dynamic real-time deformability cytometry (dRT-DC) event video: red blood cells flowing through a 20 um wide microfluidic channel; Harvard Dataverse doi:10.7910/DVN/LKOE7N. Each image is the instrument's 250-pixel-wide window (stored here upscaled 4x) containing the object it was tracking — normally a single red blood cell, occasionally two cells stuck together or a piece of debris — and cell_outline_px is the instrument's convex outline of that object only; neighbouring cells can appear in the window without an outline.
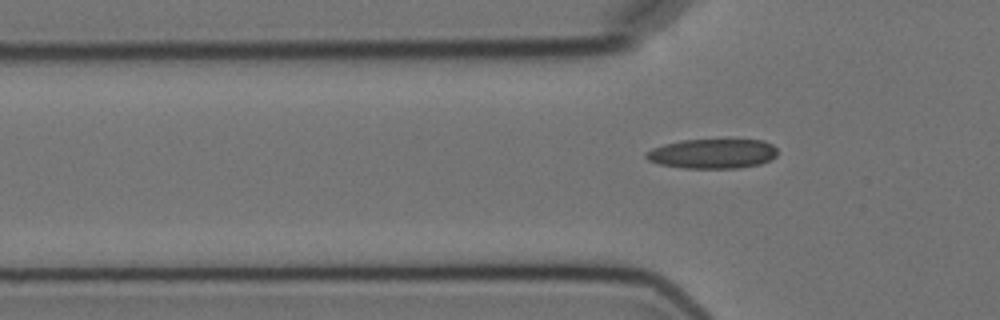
{"species": "Egyptian fruit bat (a non-hibernating species)", "species_latin": "Rousettus aegyptiacus", "temperature_condition": "cold", "stored_images_in_passage": 6, "segment_of_instrument_passage": [2, 2], "camera_frame_rate_fps": 3000, "um_per_image_px": 0.085, "animal": {"sex": "female"}, "frame": {"image": 1, "passage_image": 6, "time_ms": 5.667, "image_size_px": [1000, 320], "cell_outline_px": [[776, 156], [772, 160], [760, 164], [740, 168], [684, 168], [660, 164], [648, 160], [644, 156], [644, 152], [652, 148], [664, 144], [680, 140], [764, 140], [772, 144], [776, 148]], "centroid_in_image_um": [60.56, 13.06], "position_along_channel_um": 65.2, "area_um2": 22.83}}